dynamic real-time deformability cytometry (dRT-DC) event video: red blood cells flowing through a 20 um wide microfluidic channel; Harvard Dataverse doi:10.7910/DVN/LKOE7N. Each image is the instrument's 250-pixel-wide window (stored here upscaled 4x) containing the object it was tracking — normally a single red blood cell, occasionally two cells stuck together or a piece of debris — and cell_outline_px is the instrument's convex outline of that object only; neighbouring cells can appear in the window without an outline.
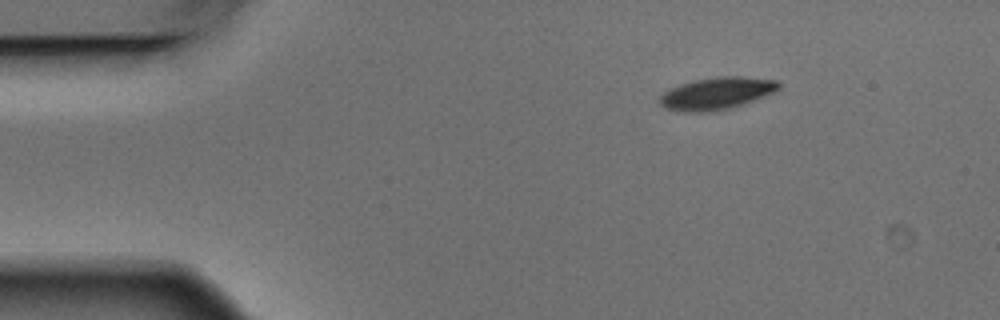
{"species": "Egyptian fruit bat (a non-hibernating species)", "species_latin": "Rousettus aegyptiacus", "temperature_condition": "warm", "stored_images_in_passage": 2, "camera_frame_rate_fps": 3000, "um_per_image_px": 0.085, "animal": {"sex": "male"}, "frame": {"image": 1, "passage_image": 1, "time_ms": 0.0, "image_size_px": [1000, 320], "cell_outline_px": [[780, 88], [772, 92], [744, 104], [728, 108], [708, 112], [688, 112], [664, 108], [656, 100], [668, 88], [680, 84], [696, 80], [716, 76], [740, 76], [776, 80], [780, 84]], "centroid_in_image_um": [60.86, 7.93], "position_along_channel_um": 24.1, "area_um2": 22.25}}